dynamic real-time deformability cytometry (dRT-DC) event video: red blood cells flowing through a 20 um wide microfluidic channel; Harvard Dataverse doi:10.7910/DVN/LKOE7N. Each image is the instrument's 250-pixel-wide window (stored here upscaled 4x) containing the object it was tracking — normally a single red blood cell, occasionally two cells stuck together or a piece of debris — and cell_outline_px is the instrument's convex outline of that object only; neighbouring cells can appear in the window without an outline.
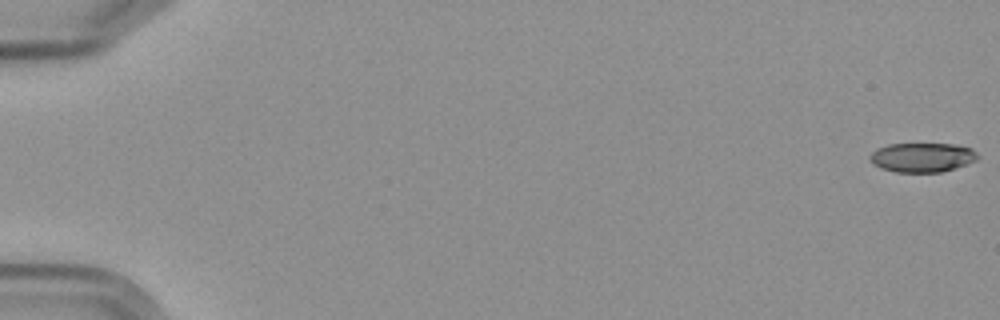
{"species": "Egyptian fruit bat (a non-hibernating species)", "species_latin": "Rousettus aegyptiacus", "temperature_condition": "cold", "stored_images_in_passage": 7, "segment_of_instrument_passage": [1, 2], "camera_frame_rate_fps": 3000, "um_per_image_px": 0.085, "frame": {"image": 1, "passage_image": 1, "time_ms": 0.0, "image_size_px": [1000, 320], "cell_outline_px": [[980, 156], [976, 160], [940, 172], [896, 172], [880, 168], [872, 164], [868, 160], [868, 156], [876, 148], [888, 144], [952, 144], [972, 148]], "centroid_in_image_um": [78.32, 13.37], "position_along_channel_um": 6.7, "area_um2": 18.44}}
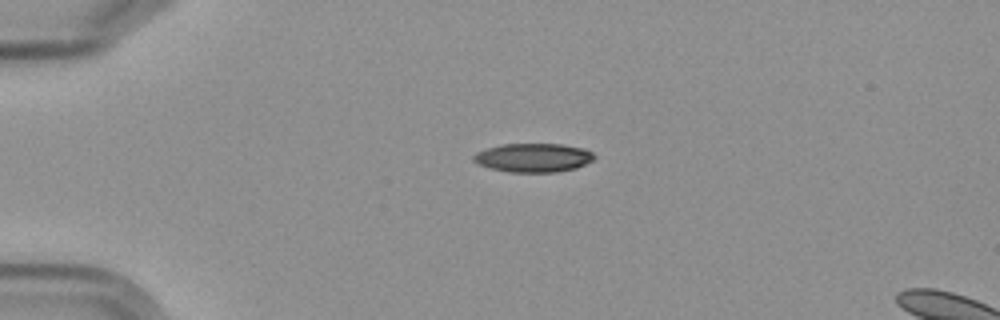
{"frame": {"image": 2, "passage_image": 5, "time_ms": 4.667, "image_size_px": [1000, 320], "cell_outline_px": [[596, 156], [592, 160], [576, 168], [556, 172], [508, 172], [488, 168], [476, 164], [472, 160], [472, 156], [476, 152], [488, 148], [504, 144], [560, 144], [584, 148], [592, 152]], "centroid_in_image_um": [45.3, 13.41], "position_along_channel_um": 39.7, "area_um2": 20.35}}